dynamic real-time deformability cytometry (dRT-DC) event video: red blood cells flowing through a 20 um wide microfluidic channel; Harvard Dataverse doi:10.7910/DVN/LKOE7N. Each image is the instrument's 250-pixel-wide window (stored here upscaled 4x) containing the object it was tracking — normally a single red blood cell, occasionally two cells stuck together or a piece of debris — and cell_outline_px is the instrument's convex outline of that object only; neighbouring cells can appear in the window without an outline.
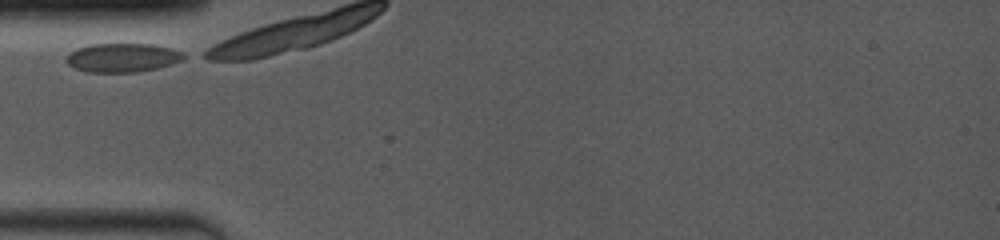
{"species": "common noctule bat (a hibernating species)", "species_latin": "Nyctalus noctula", "temperature_condition": "room temperature", "stored_images_in_passage": 10, "camera_frame_rate_fps": 4000, "um_per_image_px": 0.085, "animal": {"sex": "female", "body_mass_g": 19.0, "forearm_length_mm": 53.3}, "frame": {"image": 1, "passage_image": 1, "time_ms": 0.0, "image_size_px": [1000, 240], "cell_outline_px": [[192, 56], [184, 60], [160, 68], [136, 72], [88, 72], [76, 68], [68, 64], [64, 60], [64, 56], [76, 48], [92, 44], [152, 44], [184, 52]], "centroid_in_image_um": [10.46, 4.9], "position_along_channel_um": 74.5, "area_um2": 20.11}}